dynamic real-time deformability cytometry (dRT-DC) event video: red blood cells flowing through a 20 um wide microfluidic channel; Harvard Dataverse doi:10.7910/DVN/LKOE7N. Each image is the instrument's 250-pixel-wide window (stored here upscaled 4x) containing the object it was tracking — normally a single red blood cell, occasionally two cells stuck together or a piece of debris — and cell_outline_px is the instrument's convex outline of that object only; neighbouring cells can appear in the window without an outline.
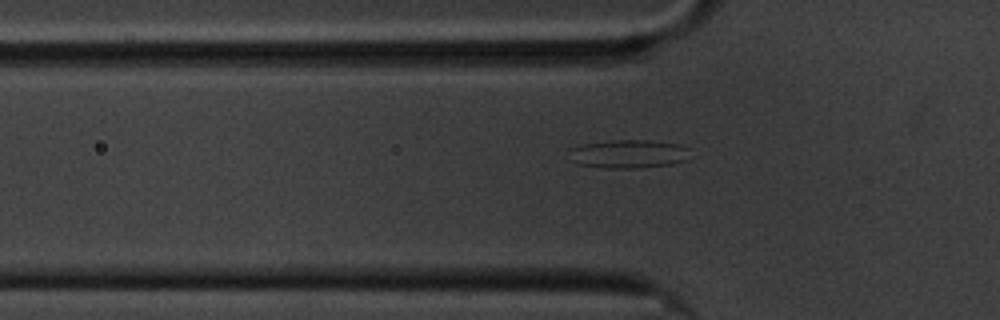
{"species": "common noctule bat (a hibernating species)", "species_latin": "Nyctalus noctula", "temperature_condition": "cold", "stored_images_in_passage": 33, "camera_frame_rate_fps": 3000, "um_per_image_px": 0.085, "animal": {"sex": "male", "body_mass_g": 20.1, "forearm_length_mm": 53.5}, "frame": {"image": 1, "passage_image": 3, "time_ms": 0.667, "image_size_px": [1000, 320], "cell_outline_px": [[692, 148], [688, 160], [672, 164], [636, 168], [604, 168], [576, 164], [568, 160], [568, 148], [580, 144], [612, 140], [652, 140], [680, 144]], "centroid_in_image_um": [53.41, 13.08], "position_along_channel_um": 72.4, "area_um2": 20.81}}
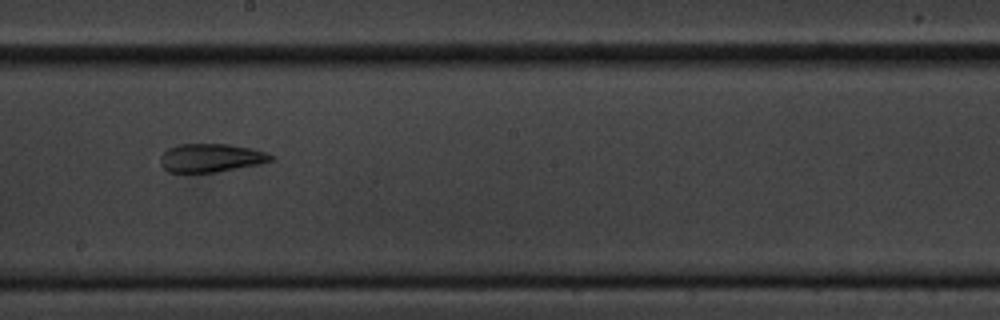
{"frame": {"image": 2, "passage_image": 17, "time_ms": 5.333, "image_size_px": [1000, 320], "cell_outline_px": [[276, 156], [272, 160], [260, 164], [216, 172], [168, 172], [160, 164], [160, 156], [168, 148], [180, 144], [228, 144], [252, 148]], "centroid_in_image_um": [17.93, 13.42], "position_along_channel_um": 230.3, "area_um2": 18.32}}
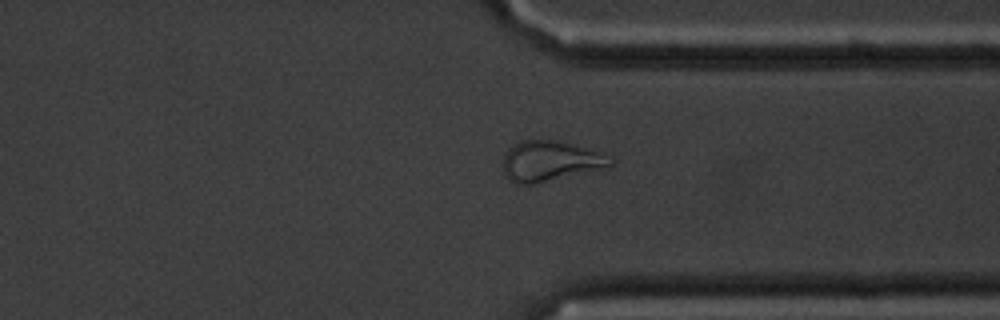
{"frame": {"image": 3, "passage_image": 29, "time_ms": 9.333, "image_size_px": [1000, 320], "cell_outline_px": [[612, 164], [532, 184], [516, 184], [508, 180], [504, 172], [504, 152], [508, 148], [520, 140], [556, 140], [572, 144], [596, 152], [612, 160]], "centroid_in_image_um": [46.6, 13.67], "position_along_channel_um": 364.8, "area_um2": 24.1}}